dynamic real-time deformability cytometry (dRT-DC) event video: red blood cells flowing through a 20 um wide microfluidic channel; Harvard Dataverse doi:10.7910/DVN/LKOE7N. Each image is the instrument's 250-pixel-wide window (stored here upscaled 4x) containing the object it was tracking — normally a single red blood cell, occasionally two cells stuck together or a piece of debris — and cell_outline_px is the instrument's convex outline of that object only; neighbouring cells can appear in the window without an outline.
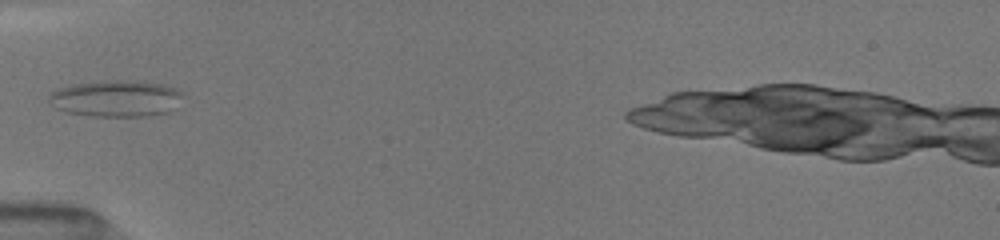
{"species": "common noctule bat (a hibernating species)", "species_latin": "Nyctalus noctula", "temperature_condition": "room temperature", "stored_images_in_passage": 8, "camera_frame_rate_fps": 3000, "um_per_image_px": 0.085, "animal": {"sex": "female", "body_mass_g": 19.5, "forearm_length_mm": 54.1}, "frame": {"image": 1, "passage_image": 4, "time_ms": 2.0, "image_size_px": [1000, 240], "cell_outline_px": [[180, 96], [168, 112], [144, 116], [92, 116], [68, 112], [56, 108], [48, 100], [52, 92], [60, 88], [72, 84], [100, 80], [140, 80], [164, 84], [176, 88], [180, 92]], "centroid_in_image_um": [9.82, 8.34], "position_along_channel_um": 75.2, "area_um2": 28.26}}
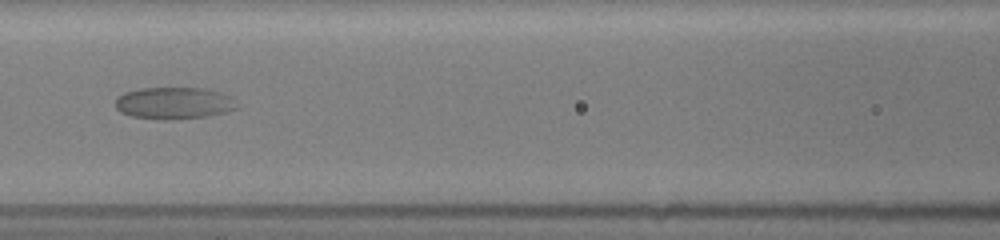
{"frame": {"image": 2, "passage_image": 7, "time_ms": 4.0, "image_size_px": [1000, 240], "cell_outline_px": [[236, 108], [224, 112], [204, 116], [172, 120], [164, 120], [132, 116], [120, 112], [116, 108], [116, 100], [124, 92], [140, 88], [204, 88], [232, 96]], "centroid_in_image_um": [14.75, 8.76], "position_along_channel_um": 151.8, "area_um2": 22.37}}